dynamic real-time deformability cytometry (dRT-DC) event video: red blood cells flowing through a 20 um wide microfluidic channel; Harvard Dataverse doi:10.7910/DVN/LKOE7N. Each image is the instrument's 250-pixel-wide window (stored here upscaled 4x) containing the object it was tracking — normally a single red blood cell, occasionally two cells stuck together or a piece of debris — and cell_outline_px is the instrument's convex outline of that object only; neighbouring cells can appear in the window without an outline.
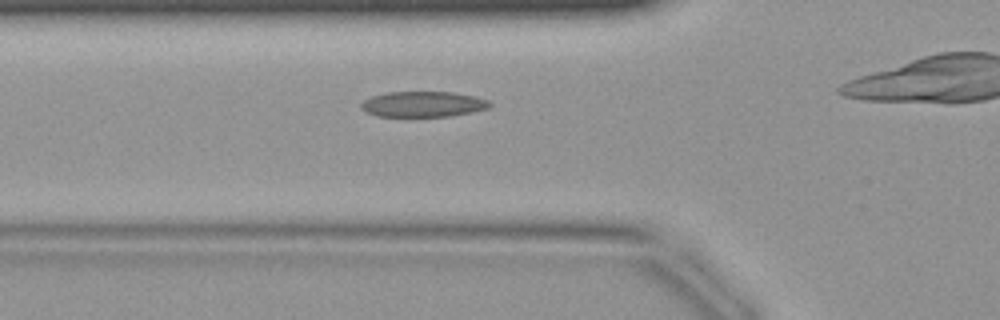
{"species": "common noctule bat (a hibernating species)", "species_latin": "Nyctalus noctula", "temperature_condition": "warm", "stored_images_in_passage": 15, "camera_frame_rate_fps": 3000, "um_per_image_px": 0.085, "animal": {"sex": "female", "body_mass_g": 19.9}, "frame": {"image": 1, "passage_image": 7, "time_ms": 2.0, "image_size_px": [1000, 320], "cell_outline_px": [[492, 104], [488, 108], [472, 112], [452, 116], [376, 116], [360, 108], [360, 104], [364, 100], [372, 96], [388, 92], [456, 92], [476, 96], [488, 100]], "centroid_in_image_um": [35.99, 8.85], "position_along_channel_um": 89.8, "area_um2": 19.19}}
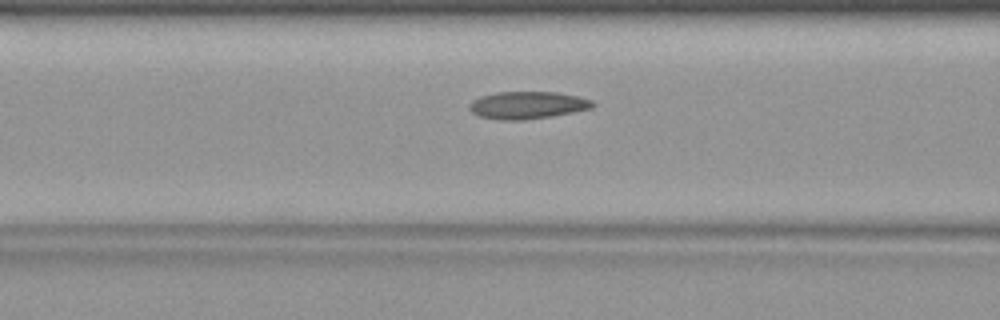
{"frame": {"image": 2, "passage_image": 9, "time_ms": 2.667, "image_size_px": [1000, 320], "cell_outline_px": [[596, 104], [592, 108], [552, 116], [524, 120], [500, 120], [480, 116], [472, 112], [468, 108], [468, 104], [472, 100], [480, 96], [496, 92], [556, 92], [576, 96], [592, 100]], "centroid_in_image_um": [44.81, 8.94], "position_along_channel_um": 121.8, "area_um2": 19.71}}
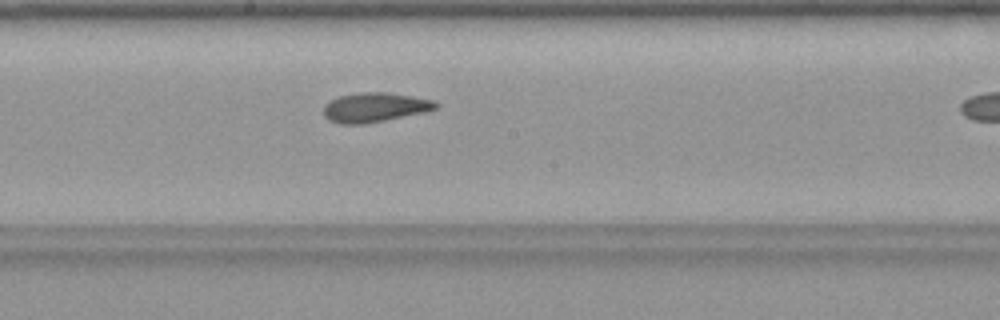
{"frame": {"image": 3, "passage_image": 15, "time_ms": 4.667, "image_size_px": [1000, 320], "cell_outline_px": [[440, 104], [436, 108], [424, 112], [364, 124], [340, 124], [328, 120], [324, 116], [324, 104], [328, 100], [340, 96], [360, 92], [388, 92], [412, 96], [432, 100]], "centroid_in_image_um": [31.81, 9.12], "position_along_channel_um": 216.4, "area_um2": 19.25}}